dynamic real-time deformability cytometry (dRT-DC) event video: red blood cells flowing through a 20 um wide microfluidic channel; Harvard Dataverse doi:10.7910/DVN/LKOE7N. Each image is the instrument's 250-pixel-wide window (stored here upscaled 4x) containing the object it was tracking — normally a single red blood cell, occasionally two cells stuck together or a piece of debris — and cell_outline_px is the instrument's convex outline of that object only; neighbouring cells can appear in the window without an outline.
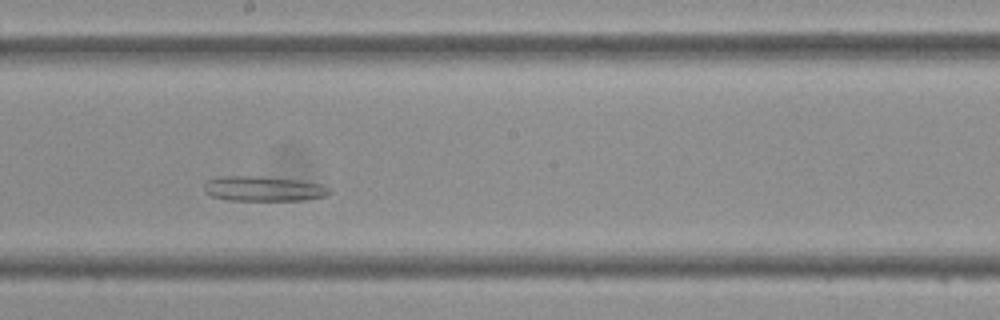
{"species": "Egyptian fruit bat (a non-hibernating species)", "species_latin": "Rousettus aegyptiacus", "temperature_condition": "cold", "stored_images_in_passage": 37, "camera_frame_rate_fps": 3000, "um_per_image_px": 0.085, "frame": {"image": 1, "passage_image": 17, "time_ms": 5.333, "image_size_px": [1000, 320], "cell_outline_px": [[332, 192], [328, 196], [304, 200], [228, 200], [212, 196], [204, 192], [204, 180], [216, 176], [260, 176], [300, 180], [320, 184], [332, 188]], "centroid_in_image_um": [22.39, 16.03], "position_along_channel_um": 225.8, "area_um2": 18.61}}
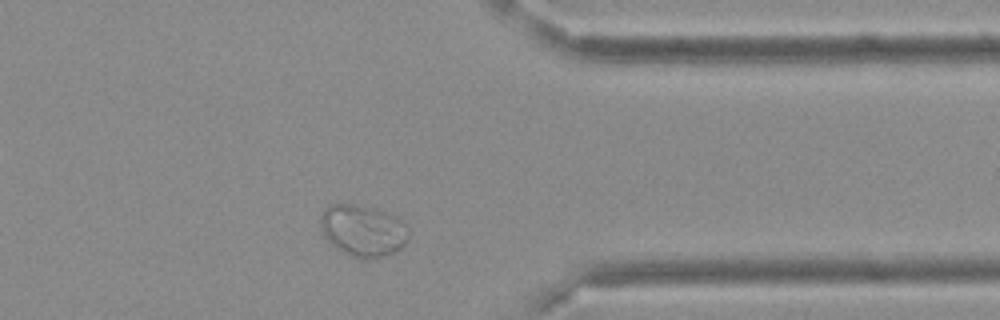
{"frame": {"image": 2, "passage_image": 28, "time_ms": 9.0, "image_size_px": [1000, 320], "cell_outline_px": [[408, 240], [400, 248], [384, 256], [348, 256], [336, 248], [324, 236], [320, 228], [320, 216], [324, 208], [328, 204], [360, 204], [376, 208], [400, 216], [404, 220], [408, 228]], "centroid_in_image_um": [30.85, 19.53], "position_along_channel_um": 380.5, "area_um2": 26.76}}
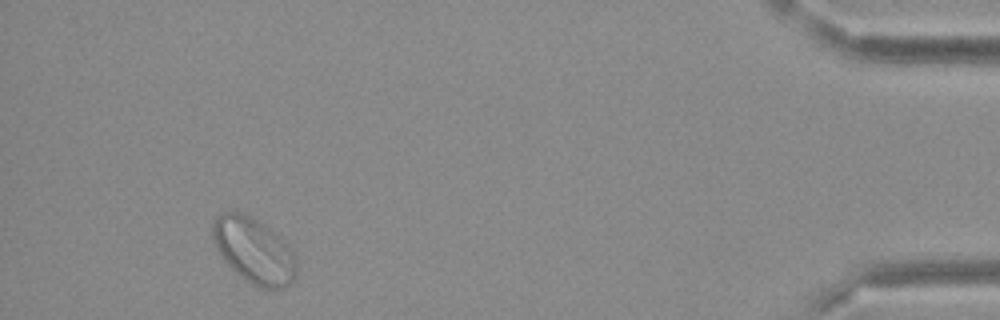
{"frame": {"image": 3, "passage_image": 34, "time_ms": 11.0, "image_size_px": [1000, 320], "cell_outline_px": [[296, 276], [284, 288], [260, 288], [252, 284], [236, 272], [224, 260], [216, 248], [212, 240], [212, 220], [220, 212], [244, 212], [264, 224], [276, 232], [292, 248], [296, 264]], "centroid_in_image_um": [21.57, 21.26], "position_along_channel_um": 413.6, "area_um2": 32.19}}